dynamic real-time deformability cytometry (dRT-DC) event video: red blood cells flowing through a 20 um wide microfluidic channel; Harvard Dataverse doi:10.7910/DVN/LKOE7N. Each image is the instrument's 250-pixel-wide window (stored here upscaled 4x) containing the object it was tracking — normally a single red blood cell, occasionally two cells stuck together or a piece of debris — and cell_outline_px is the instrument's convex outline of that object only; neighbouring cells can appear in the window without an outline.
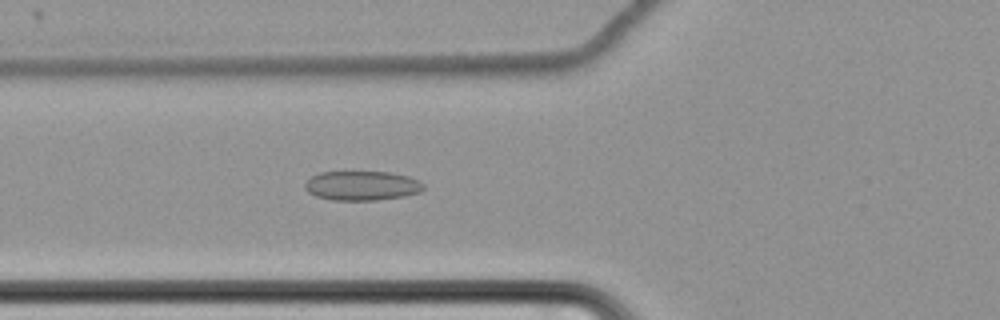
{"species": "common noctule bat (a hibernating species)", "species_latin": "Nyctalus noctula", "temperature_condition": "cold", "stored_images_in_passage": 64, "camera_frame_rate_fps": 3000, "um_per_image_px": 0.085, "animal": {"sex": "female", "body_mass_g": 22.7, "forearm_length_mm": 54.2}, "frame": {"image": 1, "passage_image": 27, "time_ms": 8.667, "image_size_px": [1000, 320], "cell_outline_px": [[424, 188], [420, 192], [404, 196], [376, 200], [332, 200], [316, 196], [308, 192], [304, 188], [304, 184], [312, 176], [320, 172], [392, 172], [408, 176], [420, 180], [424, 184]], "centroid_in_image_um": [30.78, 15.78], "position_along_channel_um": 95.0, "area_um2": 20.4}}
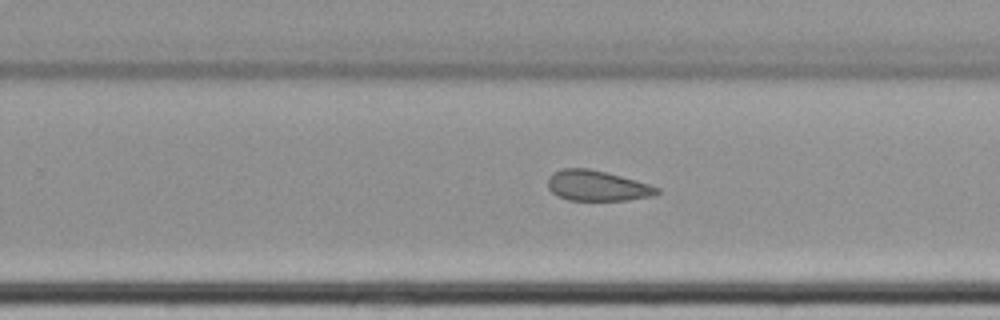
{"frame": {"image": 2, "passage_image": 43, "time_ms": 14.0, "image_size_px": [1000, 320], "cell_outline_px": [[660, 192], [652, 196], [628, 200], [568, 200], [556, 196], [548, 188], [548, 180], [552, 172], [564, 168], [588, 168], [620, 176], [648, 184], [660, 188]], "centroid_in_image_um": [50.73, 15.79], "position_along_channel_um": 279.1, "area_um2": 19.25}}
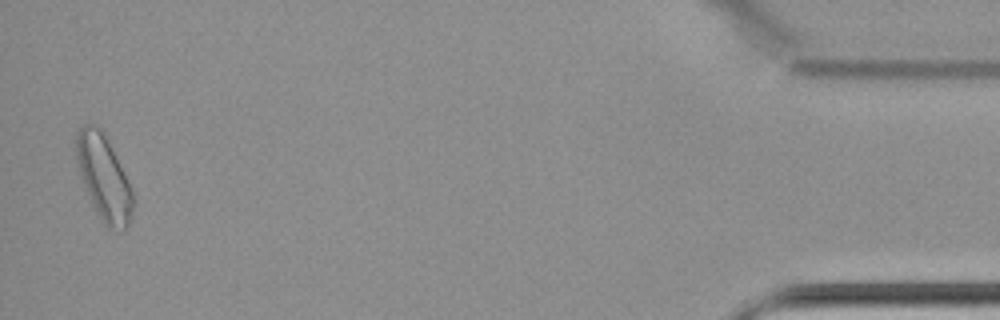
{"frame": {"image": 3, "passage_image": 63, "time_ms": 20.667, "image_size_px": [1000, 320], "cell_outline_px": [[136, 200], [128, 224], [124, 228], [112, 232], [100, 220], [92, 204], [84, 184], [80, 172], [76, 156], [76, 132], [84, 124], [96, 124], [100, 128]], "centroid_in_image_um": [8.81, 15.17], "position_along_channel_um": 426.4, "area_um2": 27.22}, "authors_computed_cell_mechanics": {"area_um2": 21.9351, "velocity_mm_per_s": 3.457, "shape_relaxation_time_tau1_ms": null, "shape_relaxation_time_tau2_ms": 5.1197, "deformation_change_tau1": null, "deformation_change_tau2": 0.1115}}